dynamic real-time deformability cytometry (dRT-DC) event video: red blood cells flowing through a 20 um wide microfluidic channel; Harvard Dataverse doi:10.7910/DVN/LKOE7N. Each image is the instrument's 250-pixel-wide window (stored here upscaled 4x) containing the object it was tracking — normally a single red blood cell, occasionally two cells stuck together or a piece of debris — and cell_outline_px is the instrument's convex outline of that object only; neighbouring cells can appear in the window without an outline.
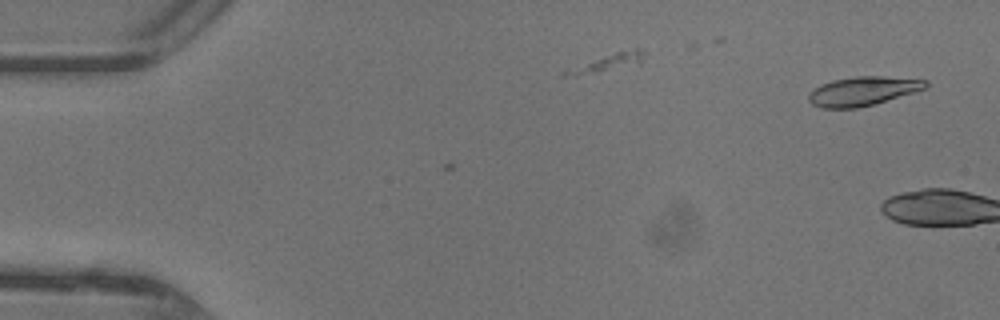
{"species": "common noctule bat (a hibernating species)", "species_latin": "Nyctalus noctula", "temperature_condition": "warm", "stored_images_in_passage": 5, "camera_frame_rate_fps": 3000, "um_per_image_px": 0.085, "animal": {"sex": "female"}, "frame": {"image": 1, "passage_image": 5, "time_ms": 1.333, "image_size_px": [1000, 320], "cell_outline_px": [[928, 84], [924, 88], [876, 104], [856, 108], [824, 108], [812, 104], [808, 100], [808, 96], [820, 84], [832, 80], [856, 76], [884, 76], [928, 80]], "centroid_in_image_um": [73.33, 7.74], "position_along_channel_um": 11.7, "area_um2": 19.59}}